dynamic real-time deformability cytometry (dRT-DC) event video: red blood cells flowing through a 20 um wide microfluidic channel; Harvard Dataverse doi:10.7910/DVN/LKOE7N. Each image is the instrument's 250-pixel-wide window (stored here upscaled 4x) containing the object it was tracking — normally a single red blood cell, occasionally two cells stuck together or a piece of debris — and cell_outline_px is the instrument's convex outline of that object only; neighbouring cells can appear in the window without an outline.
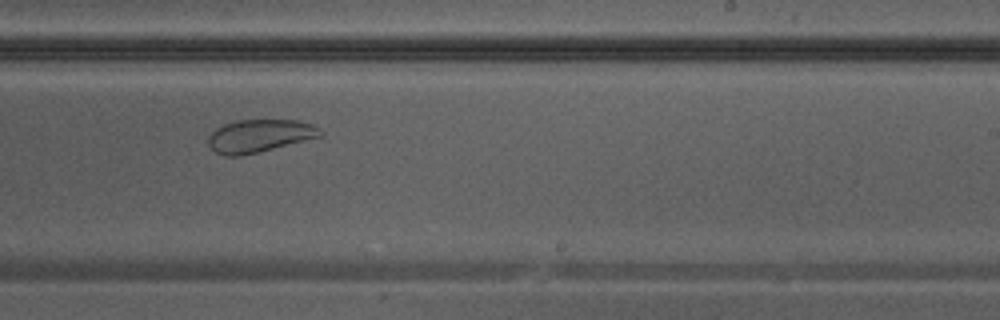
{"species": "Egyptian fruit bat (a non-hibernating species)", "species_latin": "Rousettus aegyptiacus", "temperature_condition": "warm", "stored_images_in_passage": 36, "camera_frame_rate_fps": 3000, "um_per_image_px": 0.085, "animal": {"sex": "male"}, "frame": {"image": 1, "passage_image": 21, "time_ms": 6.667, "image_size_px": [1000, 320], "cell_outline_px": [[324, 132], [320, 136], [240, 156], [228, 156], [216, 152], [208, 144], [208, 136], [216, 128], [224, 124], [236, 120], [296, 120], [312, 124], [320, 128]], "centroid_in_image_um": [22.03, 11.53], "position_along_channel_um": 267.0, "area_um2": 21.04}}